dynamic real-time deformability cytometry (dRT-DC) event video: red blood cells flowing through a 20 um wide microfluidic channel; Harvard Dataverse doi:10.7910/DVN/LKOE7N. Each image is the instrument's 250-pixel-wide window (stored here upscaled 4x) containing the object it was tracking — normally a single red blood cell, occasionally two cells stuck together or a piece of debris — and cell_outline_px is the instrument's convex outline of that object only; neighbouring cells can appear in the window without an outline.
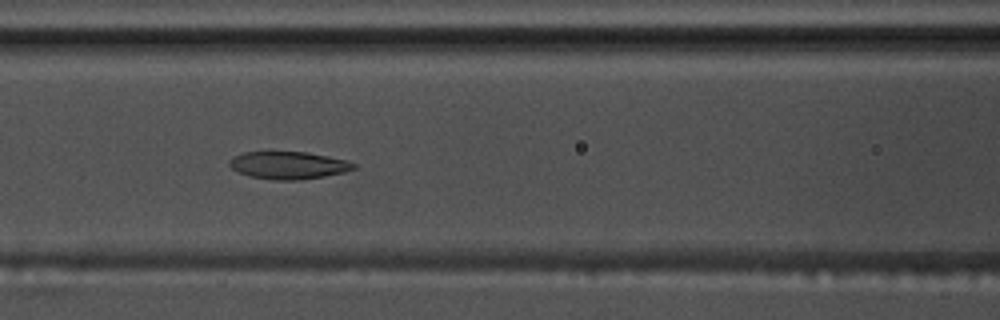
{"species": "common noctule bat (a hibernating species)", "species_latin": "Nyctalus noctula", "temperature_condition": "warm", "stored_images_in_passage": 57, "camera_frame_rate_fps": 3000, "um_per_image_px": 0.085, "animal": {"sex": "male", "body_mass_g": 17.5, "forearm_length_mm": 52.3}, "frame": {"image": 1, "passage_image": 25, "time_ms": 8.0, "image_size_px": [1000, 320], "cell_outline_px": [[356, 168], [344, 172], [324, 176], [300, 180], [272, 180], [252, 176], [240, 172], [232, 168], [228, 164], [228, 160], [244, 152], [308, 152], [348, 160], [356, 164]], "centroid_in_image_um": [24.56, 14.04], "position_along_channel_um": 142.0, "area_um2": 19.83}}
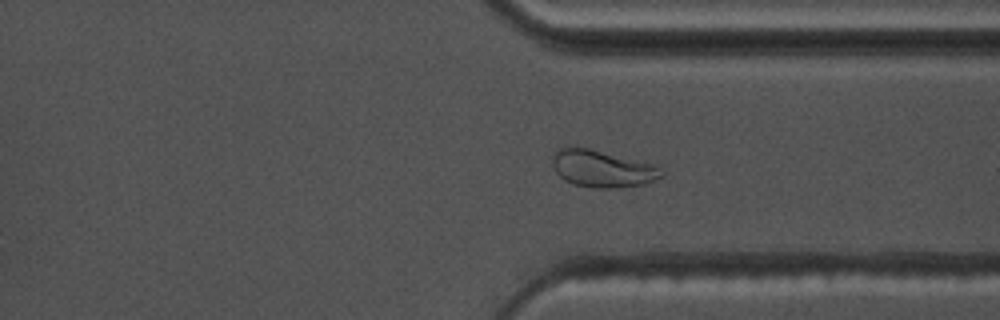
{"frame": {"image": 2, "passage_image": 43, "time_ms": 14.0, "image_size_px": [1000, 320], "cell_outline_px": [[664, 176], [640, 184], [620, 188], [596, 188], [572, 184], [564, 180], [556, 172], [552, 164], [552, 160], [556, 152], [560, 148], [588, 148], [652, 164], [664, 172]], "centroid_in_image_um": [51.17, 14.36], "position_along_channel_um": 360.2, "area_um2": 23.0}}
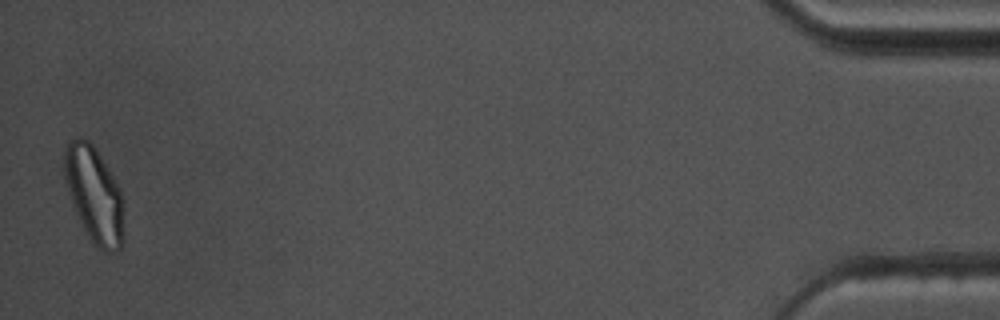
{"frame": {"image": 3, "passage_image": 56, "time_ms": 18.333, "image_size_px": [1000, 320], "cell_outline_px": [[124, 244], [116, 252], [104, 252], [96, 248], [84, 232], [68, 192], [64, 176], [64, 144], [68, 140], [76, 136], [80, 136], [88, 140], [96, 148], [112, 176], [120, 192], [124, 236]], "centroid_in_image_um": [7.97, 16.56], "position_along_channel_um": 427.2, "area_um2": 33.41}, "authors_computed_cell_mechanics": {"area_um2": 22.4842, "velocity_mm_per_s": 3.6406, "shape_relaxation_time_tau1_ms": 9.1106, "shape_relaxation_time_tau2_ms": 2.338, "deformation_change_tau1": 0.2011, "deformation_change_tau2": 0.0772}}